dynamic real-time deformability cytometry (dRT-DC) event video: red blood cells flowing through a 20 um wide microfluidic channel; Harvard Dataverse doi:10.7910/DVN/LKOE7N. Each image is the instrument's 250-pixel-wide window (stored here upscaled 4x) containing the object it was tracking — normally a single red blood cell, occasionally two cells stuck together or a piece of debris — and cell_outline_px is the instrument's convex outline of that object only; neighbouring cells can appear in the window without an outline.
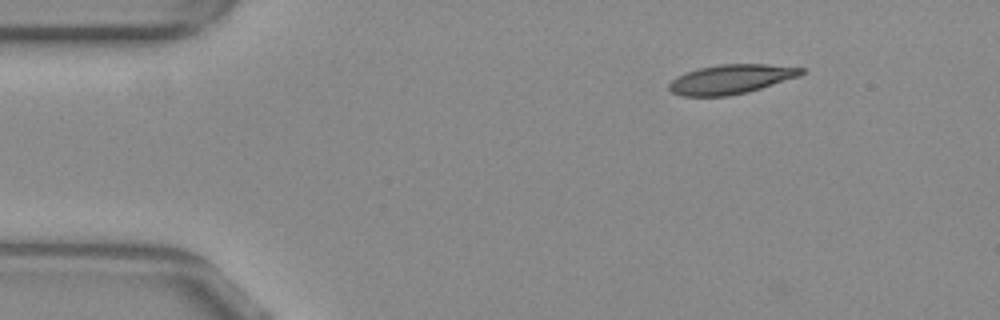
{"species": "common noctule bat (a hibernating species)", "species_latin": "Nyctalus noctula", "temperature_condition": "warm", "stored_images_in_passage": 48, "camera_frame_rate_fps": 3000, "um_per_image_px": 0.085, "animal": {"sex": "female", "body_mass_g": 29.2, "forearm_length_mm": 56.3}, "frame": {"image": 1, "passage_image": 2, "time_ms": 0.333, "image_size_px": [1000, 320], "cell_outline_px": [[808, 68], [800, 76], [748, 92], [728, 96], [684, 96], [672, 92], [668, 88], [668, 84], [676, 76], [700, 68], [720, 64], [768, 64]], "centroid_in_image_um": [62.17, 6.73], "position_along_channel_um": 22.8, "area_um2": 22.66}}
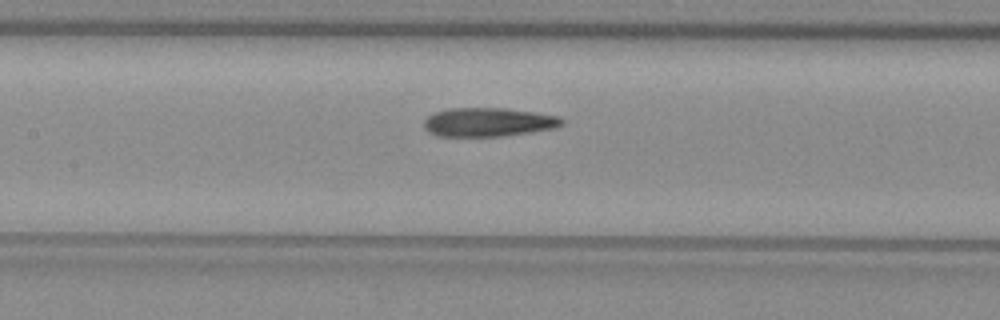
{"frame": {"image": 2, "passage_image": 19, "time_ms": 6.0, "image_size_px": [1000, 320], "cell_outline_px": [[564, 124], [556, 128], [500, 136], [436, 136], [428, 132], [424, 128], [424, 120], [428, 116], [436, 112], [448, 108], [508, 108], [536, 112], [560, 116], [564, 120]], "centroid_in_image_um": [41.52, 10.37], "position_along_channel_um": 165.9, "area_um2": 23.29}}
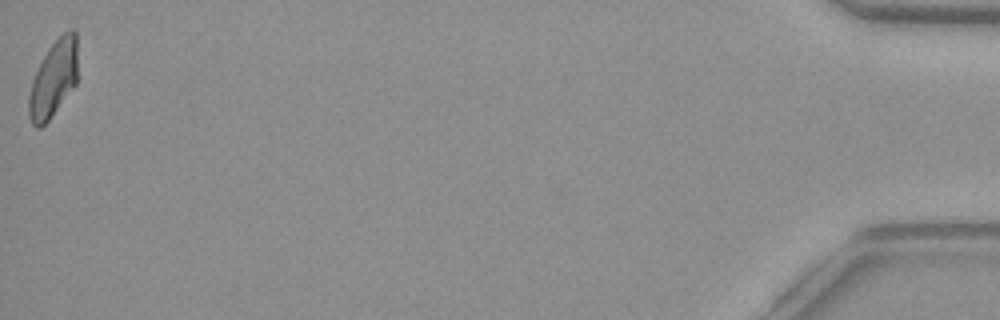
{"frame": {"image": 3, "passage_image": 48, "time_ms": 15.667, "image_size_px": [1000, 320], "cell_outline_px": [[76, 84], [48, 120], [40, 128], [36, 128], [32, 124], [28, 116], [28, 96], [32, 80], [48, 48], [68, 28], [72, 28], [76, 32]], "centroid_in_image_um": [4.52, 6.71], "position_along_channel_um": 430.7, "area_um2": 21.5}, "authors_computed_cell_mechanics": {"area_um2": 22.9755, "velocity_mm_per_s": 3.8446, "shape_relaxation_time_tau1_ms": null, "shape_relaxation_time_tau2_ms": 3.1915, "deformation_change_tau1": null, "deformation_change_tau2": 0.1256}}